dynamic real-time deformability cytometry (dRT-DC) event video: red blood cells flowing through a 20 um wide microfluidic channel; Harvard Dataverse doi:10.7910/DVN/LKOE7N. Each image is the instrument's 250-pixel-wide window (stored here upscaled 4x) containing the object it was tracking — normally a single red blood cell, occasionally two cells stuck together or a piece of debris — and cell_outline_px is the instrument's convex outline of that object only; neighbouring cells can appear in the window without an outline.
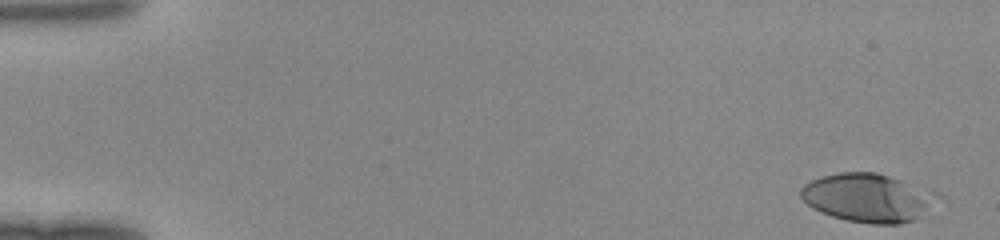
{"species": "human", "species_latin": "Homo sapiens", "temperature_condition": "room temperature", "stored_images_in_passage": 47, "camera_frame_rate_fps": 3000, "um_per_image_px": 0.085, "donor": {"sex": "female"}, "frame": {"image": 1, "passage_image": 1, "time_ms": 0.0, "image_size_px": [1000, 240], "cell_outline_px": [[924, 208], [916, 220], [900, 224], [872, 224], [848, 220], [832, 216], [820, 212], [812, 208], [800, 196], [800, 188], [804, 184], [820, 176], [840, 172], [876, 172], [900, 180], [924, 204]], "centroid_in_image_um": [73.34, 16.83], "position_along_channel_um": 11.7, "area_um2": 35.37}}
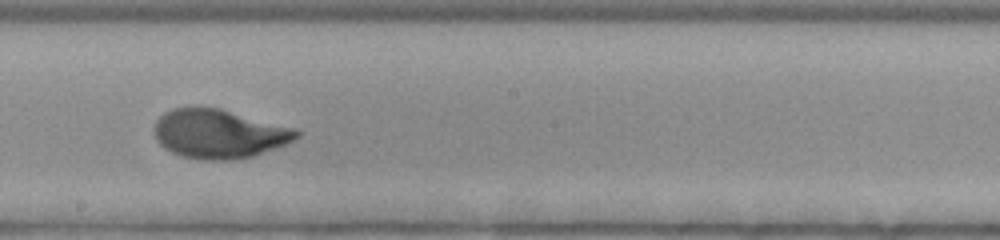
{"frame": {"image": 2, "passage_image": 27, "time_ms": 8.667, "image_size_px": [1000, 240], "cell_outline_px": [[300, 136], [276, 148], [252, 156], [228, 160], [204, 160], [184, 156], [172, 152], [164, 148], [156, 140], [152, 128], [156, 120], [164, 112], [172, 108], [192, 104], [200, 104], [220, 108], [300, 128]], "centroid_in_image_um": [18.6, 11.31], "position_along_channel_um": 229.6, "area_um2": 41.67}}
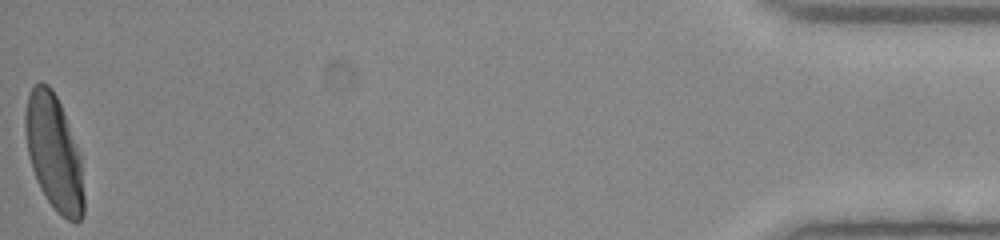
{"frame": {"image": 3, "passage_image": 47, "time_ms": 15.333, "image_size_px": [1000, 240], "cell_outline_px": [[84, 212], [80, 220], [76, 224], [68, 220], [44, 196], [36, 180], [28, 156], [24, 128], [24, 116], [28, 92], [40, 80], [48, 84], [52, 88], [64, 112], [80, 152], [84, 196]], "centroid_in_image_um": [4.58, 12.94], "position_along_channel_um": 430.6, "area_um2": 39.59}}